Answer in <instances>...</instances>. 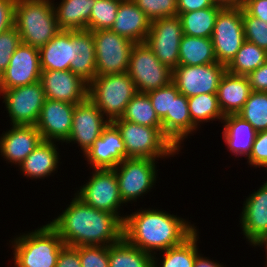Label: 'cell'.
Returning a JSON list of instances; mask_svg holds the SVG:
<instances>
[{
  "mask_svg": "<svg viewBox=\"0 0 267 267\" xmlns=\"http://www.w3.org/2000/svg\"><path fill=\"white\" fill-rule=\"evenodd\" d=\"M48 223L68 246H110L123 238L120 217L95 209L75 195L65 210Z\"/></svg>",
  "mask_w": 267,
  "mask_h": 267,
  "instance_id": "cell-1",
  "label": "cell"
},
{
  "mask_svg": "<svg viewBox=\"0 0 267 267\" xmlns=\"http://www.w3.org/2000/svg\"><path fill=\"white\" fill-rule=\"evenodd\" d=\"M197 226L161 209L139 208L125 215L123 238L142 251L155 254L181 244Z\"/></svg>",
  "mask_w": 267,
  "mask_h": 267,
  "instance_id": "cell-2",
  "label": "cell"
},
{
  "mask_svg": "<svg viewBox=\"0 0 267 267\" xmlns=\"http://www.w3.org/2000/svg\"><path fill=\"white\" fill-rule=\"evenodd\" d=\"M14 27L22 43L41 48L60 31L52 0H16Z\"/></svg>",
  "mask_w": 267,
  "mask_h": 267,
  "instance_id": "cell-3",
  "label": "cell"
},
{
  "mask_svg": "<svg viewBox=\"0 0 267 267\" xmlns=\"http://www.w3.org/2000/svg\"><path fill=\"white\" fill-rule=\"evenodd\" d=\"M12 240L14 267H55L61 249L65 246L49 223L17 235Z\"/></svg>",
  "mask_w": 267,
  "mask_h": 267,
  "instance_id": "cell-4",
  "label": "cell"
},
{
  "mask_svg": "<svg viewBox=\"0 0 267 267\" xmlns=\"http://www.w3.org/2000/svg\"><path fill=\"white\" fill-rule=\"evenodd\" d=\"M120 131L126 148V158L160 160L178 155L179 150L163 134V128L131 123L121 118L112 122Z\"/></svg>",
  "mask_w": 267,
  "mask_h": 267,
  "instance_id": "cell-5",
  "label": "cell"
},
{
  "mask_svg": "<svg viewBox=\"0 0 267 267\" xmlns=\"http://www.w3.org/2000/svg\"><path fill=\"white\" fill-rule=\"evenodd\" d=\"M136 94L128 72L95 76L89 83L88 98L109 122L123 116L127 104Z\"/></svg>",
  "mask_w": 267,
  "mask_h": 267,
  "instance_id": "cell-6",
  "label": "cell"
},
{
  "mask_svg": "<svg viewBox=\"0 0 267 267\" xmlns=\"http://www.w3.org/2000/svg\"><path fill=\"white\" fill-rule=\"evenodd\" d=\"M127 72L137 93H148L172 81V70L159 61L145 42L132 47Z\"/></svg>",
  "mask_w": 267,
  "mask_h": 267,
  "instance_id": "cell-7",
  "label": "cell"
},
{
  "mask_svg": "<svg viewBox=\"0 0 267 267\" xmlns=\"http://www.w3.org/2000/svg\"><path fill=\"white\" fill-rule=\"evenodd\" d=\"M156 162L148 158H125L113 168L124 204L137 202L139 197L155 187L158 173Z\"/></svg>",
  "mask_w": 267,
  "mask_h": 267,
  "instance_id": "cell-8",
  "label": "cell"
},
{
  "mask_svg": "<svg viewBox=\"0 0 267 267\" xmlns=\"http://www.w3.org/2000/svg\"><path fill=\"white\" fill-rule=\"evenodd\" d=\"M92 176L87 182L79 187L75 196L85 204L95 209L115 214L122 221L125 216L120 213L121 205L124 206L119 194L118 181L113 168L91 169ZM120 215V216H119Z\"/></svg>",
  "mask_w": 267,
  "mask_h": 267,
  "instance_id": "cell-9",
  "label": "cell"
},
{
  "mask_svg": "<svg viewBox=\"0 0 267 267\" xmlns=\"http://www.w3.org/2000/svg\"><path fill=\"white\" fill-rule=\"evenodd\" d=\"M91 32L95 44L96 76L127 72L135 43L111 29Z\"/></svg>",
  "mask_w": 267,
  "mask_h": 267,
  "instance_id": "cell-10",
  "label": "cell"
},
{
  "mask_svg": "<svg viewBox=\"0 0 267 267\" xmlns=\"http://www.w3.org/2000/svg\"><path fill=\"white\" fill-rule=\"evenodd\" d=\"M211 39L217 63L227 66L245 41L242 8H222Z\"/></svg>",
  "mask_w": 267,
  "mask_h": 267,
  "instance_id": "cell-11",
  "label": "cell"
},
{
  "mask_svg": "<svg viewBox=\"0 0 267 267\" xmlns=\"http://www.w3.org/2000/svg\"><path fill=\"white\" fill-rule=\"evenodd\" d=\"M12 125H35L45 102L41 81L0 91Z\"/></svg>",
  "mask_w": 267,
  "mask_h": 267,
  "instance_id": "cell-12",
  "label": "cell"
},
{
  "mask_svg": "<svg viewBox=\"0 0 267 267\" xmlns=\"http://www.w3.org/2000/svg\"><path fill=\"white\" fill-rule=\"evenodd\" d=\"M226 66L220 63L178 65L172 70V82L187 98L201 94H217Z\"/></svg>",
  "mask_w": 267,
  "mask_h": 267,
  "instance_id": "cell-13",
  "label": "cell"
},
{
  "mask_svg": "<svg viewBox=\"0 0 267 267\" xmlns=\"http://www.w3.org/2000/svg\"><path fill=\"white\" fill-rule=\"evenodd\" d=\"M183 36L180 17H165L151 21L146 44L159 61L171 70L178 66L179 46Z\"/></svg>",
  "mask_w": 267,
  "mask_h": 267,
  "instance_id": "cell-14",
  "label": "cell"
},
{
  "mask_svg": "<svg viewBox=\"0 0 267 267\" xmlns=\"http://www.w3.org/2000/svg\"><path fill=\"white\" fill-rule=\"evenodd\" d=\"M109 123L97 106L87 98L75 105L71 133L66 144L77 143L84 155Z\"/></svg>",
  "mask_w": 267,
  "mask_h": 267,
  "instance_id": "cell-15",
  "label": "cell"
},
{
  "mask_svg": "<svg viewBox=\"0 0 267 267\" xmlns=\"http://www.w3.org/2000/svg\"><path fill=\"white\" fill-rule=\"evenodd\" d=\"M40 77L38 48L21 42L11 56L8 67L0 76V91L35 83Z\"/></svg>",
  "mask_w": 267,
  "mask_h": 267,
  "instance_id": "cell-16",
  "label": "cell"
},
{
  "mask_svg": "<svg viewBox=\"0 0 267 267\" xmlns=\"http://www.w3.org/2000/svg\"><path fill=\"white\" fill-rule=\"evenodd\" d=\"M75 104L45 99L35 126L42 139L65 143L70 136Z\"/></svg>",
  "mask_w": 267,
  "mask_h": 267,
  "instance_id": "cell-17",
  "label": "cell"
},
{
  "mask_svg": "<svg viewBox=\"0 0 267 267\" xmlns=\"http://www.w3.org/2000/svg\"><path fill=\"white\" fill-rule=\"evenodd\" d=\"M45 97L77 105L88 98L89 84L71 70L41 71Z\"/></svg>",
  "mask_w": 267,
  "mask_h": 267,
  "instance_id": "cell-18",
  "label": "cell"
},
{
  "mask_svg": "<svg viewBox=\"0 0 267 267\" xmlns=\"http://www.w3.org/2000/svg\"><path fill=\"white\" fill-rule=\"evenodd\" d=\"M92 169L115 168L126 158V148L117 127L110 122L101 136L84 154ZM92 166V167H91Z\"/></svg>",
  "mask_w": 267,
  "mask_h": 267,
  "instance_id": "cell-19",
  "label": "cell"
},
{
  "mask_svg": "<svg viewBox=\"0 0 267 267\" xmlns=\"http://www.w3.org/2000/svg\"><path fill=\"white\" fill-rule=\"evenodd\" d=\"M38 50L41 71L70 70V64L78 53V30H60Z\"/></svg>",
  "mask_w": 267,
  "mask_h": 267,
  "instance_id": "cell-20",
  "label": "cell"
},
{
  "mask_svg": "<svg viewBox=\"0 0 267 267\" xmlns=\"http://www.w3.org/2000/svg\"><path fill=\"white\" fill-rule=\"evenodd\" d=\"M0 136V155L8 163L20 165L43 140L35 125H12Z\"/></svg>",
  "mask_w": 267,
  "mask_h": 267,
  "instance_id": "cell-21",
  "label": "cell"
},
{
  "mask_svg": "<svg viewBox=\"0 0 267 267\" xmlns=\"http://www.w3.org/2000/svg\"><path fill=\"white\" fill-rule=\"evenodd\" d=\"M240 227L244 238L253 245L267 230V181L243 202Z\"/></svg>",
  "mask_w": 267,
  "mask_h": 267,
  "instance_id": "cell-22",
  "label": "cell"
},
{
  "mask_svg": "<svg viewBox=\"0 0 267 267\" xmlns=\"http://www.w3.org/2000/svg\"><path fill=\"white\" fill-rule=\"evenodd\" d=\"M151 28V20L132 1L122 0L111 30L134 43L145 42Z\"/></svg>",
  "mask_w": 267,
  "mask_h": 267,
  "instance_id": "cell-23",
  "label": "cell"
},
{
  "mask_svg": "<svg viewBox=\"0 0 267 267\" xmlns=\"http://www.w3.org/2000/svg\"><path fill=\"white\" fill-rule=\"evenodd\" d=\"M252 92L247 76L225 72L219 83L217 98L223 116L238 114Z\"/></svg>",
  "mask_w": 267,
  "mask_h": 267,
  "instance_id": "cell-24",
  "label": "cell"
},
{
  "mask_svg": "<svg viewBox=\"0 0 267 267\" xmlns=\"http://www.w3.org/2000/svg\"><path fill=\"white\" fill-rule=\"evenodd\" d=\"M59 148L56 142L42 140L33 152L18 166L23 177L45 179L59 167Z\"/></svg>",
  "mask_w": 267,
  "mask_h": 267,
  "instance_id": "cell-25",
  "label": "cell"
},
{
  "mask_svg": "<svg viewBox=\"0 0 267 267\" xmlns=\"http://www.w3.org/2000/svg\"><path fill=\"white\" fill-rule=\"evenodd\" d=\"M223 139L230 153L235 157L246 156L252 151L257 131L238 114L224 116Z\"/></svg>",
  "mask_w": 267,
  "mask_h": 267,
  "instance_id": "cell-26",
  "label": "cell"
},
{
  "mask_svg": "<svg viewBox=\"0 0 267 267\" xmlns=\"http://www.w3.org/2000/svg\"><path fill=\"white\" fill-rule=\"evenodd\" d=\"M52 1L60 30H88L91 9L96 0H60L59 4Z\"/></svg>",
  "mask_w": 267,
  "mask_h": 267,
  "instance_id": "cell-27",
  "label": "cell"
},
{
  "mask_svg": "<svg viewBox=\"0 0 267 267\" xmlns=\"http://www.w3.org/2000/svg\"><path fill=\"white\" fill-rule=\"evenodd\" d=\"M198 233L199 231L196 229L181 244L153 254L152 267H193L196 255L200 252L197 245L200 239ZM157 254L162 255L159 256L162 257L161 263H158L160 258L156 256Z\"/></svg>",
  "mask_w": 267,
  "mask_h": 267,
  "instance_id": "cell-28",
  "label": "cell"
},
{
  "mask_svg": "<svg viewBox=\"0 0 267 267\" xmlns=\"http://www.w3.org/2000/svg\"><path fill=\"white\" fill-rule=\"evenodd\" d=\"M197 127L192 123L188 108V99L178 90L172 95L171 106V142L180 151L184 139L191 136ZM191 134V135H190Z\"/></svg>",
  "mask_w": 267,
  "mask_h": 267,
  "instance_id": "cell-29",
  "label": "cell"
},
{
  "mask_svg": "<svg viewBox=\"0 0 267 267\" xmlns=\"http://www.w3.org/2000/svg\"><path fill=\"white\" fill-rule=\"evenodd\" d=\"M216 62L211 38H200L183 34L179 46L178 65H205Z\"/></svg>",
  "mask_w": 267,
  "mask_h": 267,
  "instance_id": "cell-30",
  "label": "cell"
},
{
  "mask_svg": "<svg viewBox=\"0 0 267 267\" xmlns=\"http://www.w3.org/2000/svg\"><path fill=\"white\" fill-rule=\"evenodd\" d=\"M109 267H152L153 255L131 245L124 238L108 246Z\"/></svg>",
  "mask_w": 267,
  "mask_h": 267,
  "instance_id": "cell-31",
  "label": "cell"
},
{
  "mask_svg": "<svg viewBox=\"0 0 267 267\" xmlns=\"http://www.w3.org/2000/svg\"><path fill=\"white\" fill-rule=\"evenodd\" d=\"M222 9L220 6H213L201 10L181 13L183 34L200 38H211L216 17Z\"/></svg>",
  "mask_w": 267,
  "mask_h": 267,
  "instance_id": "cell-32",
  "label": "cell"
},
{
  "mask_svg": "<svg viewBox=\"0 0 267 267\" xmlns=\"http://www.w3.org/2000/svg\"><path fill=\"white\" fill-rule=\"evenodd\" d=\"M266 61L267 52L245 40L235 57L226 66V71L234 75L247 76Z\"/></svg>",
  "mask_w": 267,
  "mask_h": 267,
  "instance_id": "cell-33",
  "label": "cell"
},
{
  "mask_svg": "<svg viewBox=\"0 0 267 267\" xmlns=\"http://www.w3.org/2000/svg\"><path fill=\"white\" fill-rule=\"evenodd\" d=\"M192 123L199 129L200 124L224 119L217 94H201L187 98ZM199 126V127H198Z\"/></svg>",
  "mask_w": 267,
  "mask_h": 267,
  "instance_id": "cell-34",
  "label": "cell"
},
{
  "mask_svg": "<svg viewBox=\"0 0 267 267\" xmlns=\"http://www.w3.org/2000/svg\"><path fill=\"white\" fill-rule=\"evenodd\" d=\"M121 119L139 125L162 128V122L146 93H137L130 100Z\"/></svg>",
  "mask_w": 267,
  "mask_h": 267,
  "instance_id": "cell-35",
  "label": "cell"
},
{
  "mask_svg": "<svg viewBox=\"0 0 267 267\" xmlns=\"http://www.w3.org/2000/svg\"><path fill=\"white\" fill-rule=\"evenodd\" d=\"M178 90L171 81L169 84L146 93L162 122L163 134L171 141V106L172 95Z\"/></svg>",
  "mask_w": 267,
  "mask_h": 267,
  "instance_id": "cell-36",
  "label": "cell"
},
{
  "mask_svg": "<svg viewBox=\"0 0 267 267\" xmlns=\"http://www.w3.org/2000/svg\"><path fill=\"white\" fill-rule=\"evenodd\" d=\"M257 132L267 130V92L252 91L238 113Z\"/></svg>",
  "mask_w": 267,
  "mask_h": 267,
  "instance_id": "cell-37",
  "label": "cell"
},
{
  "mask_svg": "<svg viewBox=\"0 0 267 267\" xmlns=\"http://www.w3.org/2000/svg\"><path fill=\"white\" fill-rule=\"evenodd\" d=\"M122 0H96L91 9L88 31L111 29Z\"/></svg>",
  "mask_w": 267,
  "mask_h": 267,
  "instance_id": "cell-38",
  "label": "cell"
},
{
  "mask_svg": "<svg viewBox=\"0 0 267 267\" xmlns=\"http://www.w3.org/2000/svg\"><path fill=\"white\" fill-rule=\"evenodd\" d=\"M153 21L178 15L177 0H132Z\"/></svg>",
  "mask_w": 267,
  "mask_h": 267,
  "instance_id": "cell-39",
  "label": "cell"
},
{
  "mask_svg": "<svg viewBox=\"0 0 267 267\" xmlns=\"http://www.w3.org/2000/svg\"><path fill=\"white\" fill-rule=\"evenodd\" d=\"M245 40L256 44L267 52V22L249 15L242 8Z\"/></svg>",
  "mask_w": 267,
  "mask_h": 267,
  "instance_id": "cell-40",
  "label": "cell"
},
{
  "mask_svg": "<svg viewBox=\"0 0 267 267\" xmlns=\"http://www.w3.org/2000/svg\"><path fill=\"white\" fill-rule=\"evenodd\" d=\"M20 43L19 32L14 26L0 33V76L8 67L11 56Z\"/></svg>",
  "mask_w": 267,
  "mask_h": 267,
  "instance_id": "cell-41",
  "label": "cell"
},
{
  "mask_svg": "<svg viewBox=\"0 0 267 267\" xmlns=\"http://www.w3.org/2000/svg\"><path fill=\"white\" fill-rule=\"evenodd\" d=\"M82 267H109L108 246H79Z\"/></svg>",
  "mask_w": 267,
  "mask_h": 267,
  "instance_id": "cell-42",
  "label": "cell"
},
{
  "mask_svg": "<svg viewBox=\"0 0 267 267\" xmlns=\"http://www.w3.org/2000/svg\"><path fill=\"white\" fill-rule=\"evenodd\" d=\"M70 70L89 84L96 76V56L77 55L70 64Z\"/></svg>",
  "mask_w": 267,
  "mask_h": 267,
  "instance_id": "cell-43",
  "label": "cell"
},
{
  "mask_svg": "<svg viewBox=\"0 0 267 267\" xmlns=\"http://www.w3.org/2000/svg\"><path fill=\"white\" fill-rule=\"evenodd\" d=\"M247 163L255 168L263 167L267 171V130L257 132Z\"/></svg>",
  "mask_w": 267,
  "mask_h": 267,
  "instance_id": "cell-44",
  "label": "cell"
},
{
  "mask_svg": "<svg viewBox=\"0 0 267 267\" xmlns=\"http://www.w3.org/2000/svg\"><path fill=\"white\" fill-rule=\"evenodd\" d=\"M55 267H82L79 257V247L65 245L61 249Z\"/></svg>",
  "mask_w": 267,
  "mask_h": 267,
  "instance_id": "cell-45",
  "label": "cell"
},
{
  "mask_svg": "<svg viewBox=\"0 0 267 267\" xmlns=\"http://www.w3.org/2000/svg\"><path fill=\"white\" fill-rule=\"evenodd\" d=\"M16 0H0V33L14 26Z\"/></svg>",
  "mask_w": 267,
  "mask_h": 267,
  "instance_id": "cell-46",
  "label": "cell"
},
{
  "mask_svg": "<svg viewBox=\"0 0 267 267\" xmlns=\"http://www.w3.org/2000/svg\"><path fill=\"white\" fill-rule=\"evenodd\" d=\"M252 91L267 92V61L247 75Z\"/></svg>",
  "mask_w": 267,
  "mask_h": 267,
  "instance_id": "cell-47",
  "label": "cell"
},
{
  "mask_svg": "<svg viewBox=\"0 0 267 267\" xmlns=\"http://www.w3.org/2000/svg\"><path fill=\"white\" fill-rule=\"evenodd\" d=\"M242 8L249 15L267 22V0H244Z\"/></svg>",
  "mask_w": 267,
  "mask_h": 267,
  "instance_id": "cell-48",
  "label": "cell"
},
{
  "mask_svg": "<svg viewBox=\"0 0 267 267\" xmlns=\"http://www.w3.org/2000/svg\"><path fill=\"white\" fill-rule=\"evenodd\" d=\"M77 55H95V44L91 31L78 30Z\"/></svg>",
  "mask_w": 267,
  "mask_h": 267,
  "instance_id": "cell-49",
  "label": "cell"
},
{
  "mask_svg": "<svg viewBox=\"0 0 267 267\" xmlns=\"http://www.w3.org/2000/svg\"><path fill=\"white\" fill-rule=\"evenodd\" d=\"M215 6L213 0H177L178 16L181 13L201 10Z\"/></svg>",
  "mask_w": 267,
  "mask_h": 267,
  "instance_id": "cell-50",
  "label": "cell"
},
{
  "mask_svg": "<svg viewBox=\"0 0 267 267\" xmlns=\"http://www.w3.org/2000/svg\"><path fill=\"white\" fill-rule=\"evenodd\" d=\"M193 267H225L224 264H221L216 261H212L209 257H203L202 254L198 253Z\"/></svg>",
  "mask_w": 267,
  "mask_h": 267,
  "instance_id": "cell-51",
  "label": "cell"
},
{
  "mask_svg": "<svg viewBox=\"0 0 267 267\" xmlns=\"http://www.w3.org/2000/svg\"><path fill=\"white\" fill-rule=\"evenodd\" d=\"M215 5L222 8H242L244 0H213Z\"/></svg>",
  "mask_w": 267,
  "mask_h": 267,
  "instance_id": "cell-52",
  "label": "cell"
},
{
  "mask_svg": "<svg viewBox=\"0 0 267 267\" xmlns=\"http://www.w3.org/2000/svg\"><path fill=\"white\" fill-rule=\"evenodd\" d=\"M253 247H261L263 248V246H265L264 250H266L265 252L267 253V230L262 234V236L252 245ZM267 267V254H266V262H265Z\"/></svg>",
  "mask_w": 267,
  "mask_h": 267,
  "instance_id": "cell-53",
  "label": "cell"
}]
</instances>
